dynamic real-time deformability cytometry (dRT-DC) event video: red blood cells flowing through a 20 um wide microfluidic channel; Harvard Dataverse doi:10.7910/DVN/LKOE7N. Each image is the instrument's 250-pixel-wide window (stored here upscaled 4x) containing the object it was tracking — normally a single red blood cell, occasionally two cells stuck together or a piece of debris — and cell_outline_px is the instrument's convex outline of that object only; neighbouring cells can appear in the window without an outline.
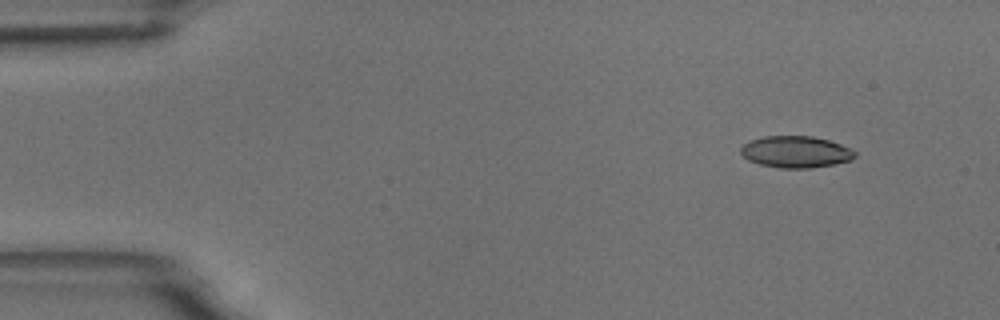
{"species": "common noctule bat (a hibernating species)", "species_latin": "Nyctalus noctula", "temperature_condition": "room temperature", "stored_images_in_passage": 4, "camera_frame_rate_fps": 3000, "um_per_image_px": 0.085, "animal": {"sex": "male", "body_mass_g": 18.8}, "frame": {"image": 1, "passage_image": 2, "time_ms": 1.0, "image_size_px": [1000, 320], "cell_outline_px": [[856, 156], [852, 160], [836, 164], [812, 168], [780, 168], [760, 164], [748, 160], [740, 152], [740, 148], [744, 144], [752, 140], [764, 136], [812, 136], [828, 140], [840, 144], [856, 152]], "centroid_in_image_um": [67.65, 12.92], "position_along_channel_um": 17.3, "area_um2": 21.04}}